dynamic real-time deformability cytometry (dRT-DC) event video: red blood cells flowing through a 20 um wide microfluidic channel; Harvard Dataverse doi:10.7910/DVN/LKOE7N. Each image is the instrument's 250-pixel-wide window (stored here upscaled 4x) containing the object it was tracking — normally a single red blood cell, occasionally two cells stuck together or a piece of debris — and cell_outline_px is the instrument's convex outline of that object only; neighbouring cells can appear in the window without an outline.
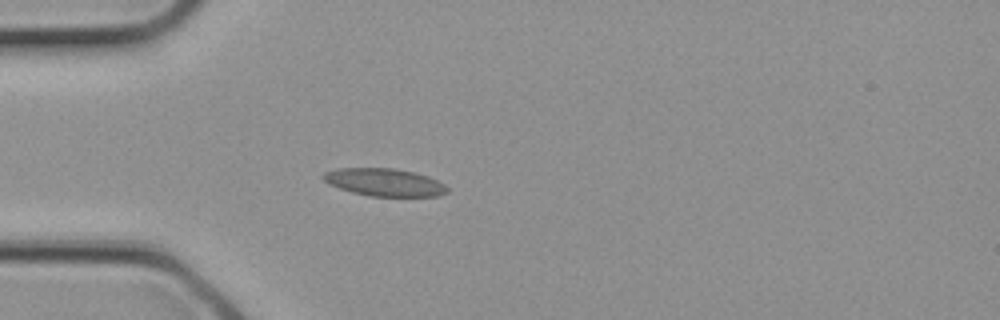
{"species": "common noctule bat (a hibernating species)", "species_latin": "Nyctalus noctula", "temperature_condition": "cold", "stored_images_in_passage": 3, "camera_frame_rate_fps": 3000, "um_per_image_px": 0.085, "animal": {"sex": "female", "body_mass_g": 21.9}, "frame": {"image": 1, "passage_image": 3, "time_ms": 0.667, "image_size_px": [1000, 320], "cell_outline_px": [[448, 192], [436, 196], [372, 196], [352, 192], [328, 184], [320, 176], [324, 172], [336, 168], [392, 168], [416, 172], [428, 176], [444, 184], [448, 188]], "centroid_in_image_um": [32.65, 15.48], "position_along_channel_um": 52.3, "area_um2": 20.0}}